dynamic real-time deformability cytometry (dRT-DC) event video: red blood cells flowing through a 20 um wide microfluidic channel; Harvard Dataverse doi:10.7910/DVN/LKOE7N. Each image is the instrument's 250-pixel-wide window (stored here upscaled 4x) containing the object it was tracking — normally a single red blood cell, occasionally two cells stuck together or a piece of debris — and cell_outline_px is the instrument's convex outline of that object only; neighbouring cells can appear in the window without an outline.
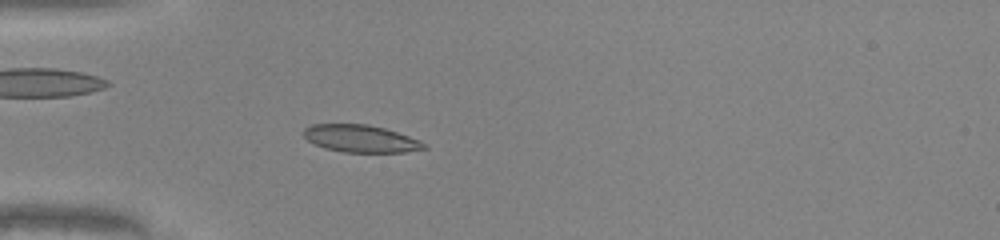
{"species": "common noctule bat (a hibernating species)", "species_latin": "Nyctalus noctula", "temperature_condition": "warm", "stored_images_in_passage": 49, "camera_frame_rate_fps": 3000, "um_per_image_px": 0.085, "animal": {"sex": "male", "body_mass_g": 20.0, "forearm_length_mm": 53.3}, "frame": {"image": 1, "passage_image": 15, "time_ms": 4.667, "image_size_px": [1000, 240], "cell_outline_px": [[428, 148], [404, 152], [344, 152], [324, 148], [308, 140], [304, 136], [304, 128], [312, 124], [368, 124], [384, 128], [420, 140], [428, 144]], "centroid_in_image_um": [30.68, 11.78], "position_along_channel_um": 54.3, "area_um2": 19.13}}
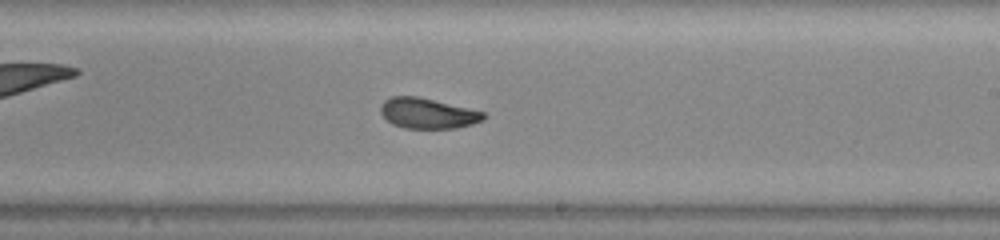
{"frame": {"image": 2, "passage_image": 30, "time_ms": 9.667, "image_size_px": [1000, 240], "cell_outline_px": [[488, 116], [484, 120], [472, 124], [456, 128], [404, 128], [392, 124], [380, 112], [380, 104], [384, 100], [392, 96], [420, 96], [484, 112]], "centroid_in_image_um": [36.36, 9.62], "position_along_channel_um": 252.6, "area_um2": 18.38}}
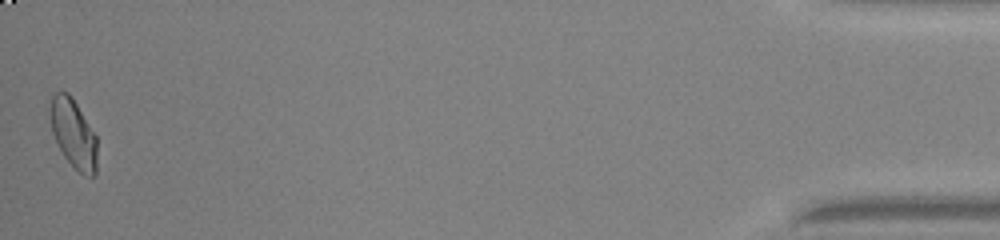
{"frame": {"image": 3, "passage_image": 49, "time_ms": 16.0, "image_size_px": [1000, 240], "cell_outline_px": [[96, 172], [92, 176], [84, 176], [64, 156], [52, 132], [48, 112], [52, 96], [56, 92], [68, 92], [72, 96], [96, 136]], "centroid_in_image_um": [6.22, 11.32], "position_along_channel_um": 429.0, "area_um2": 18.67}, "authors_computed_cell_mechanics": {"area_um2": 18.9006, "velocity_mm_per_s": 4.1935, "shape_relaxation_time_tau1_ms": null, "shape_relaxation_time_tau2_ms": 1.1753, "deformation_change_tau1": null, "deformation_change_tau2": 0.0404}}